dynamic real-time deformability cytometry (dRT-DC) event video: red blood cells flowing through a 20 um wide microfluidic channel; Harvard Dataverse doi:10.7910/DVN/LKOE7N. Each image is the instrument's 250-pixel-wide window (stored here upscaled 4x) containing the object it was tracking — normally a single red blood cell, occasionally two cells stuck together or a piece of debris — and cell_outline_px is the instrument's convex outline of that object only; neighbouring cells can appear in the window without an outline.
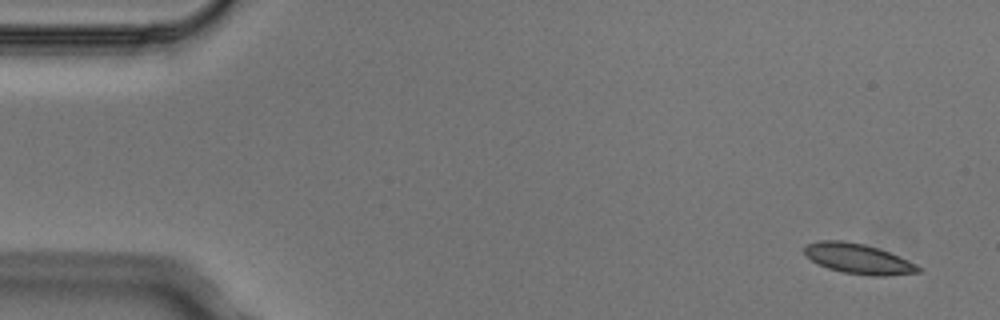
{"species": "Egyptian fruit bat (a non-hibernating species)", "species_latin": "Rousettus aegyptiacus", "temperature_condition": "cold", "stored_images_in_passage": 6, "camera_frame_rate_fps": 3000, "um_per_image_px": 0.085, "animal": {"sex": "male"}, "frame": {"image": 1, "passage_image": 1, "time_ms": 0.0, "image_size_px": [1000, 320], "cell_outline_px": [[924, 268], [920, 272], [884, 276], [868, 276], [844, 272], [828, 268], [812, 260], [804, 252], [804, 248], [808, 244], [820, 240], [840, 240], [864, 244], [888, 252], [916, 264]], "centroid_in_image_um": [72.98, 22.0], "position_along_channel_um": 12.0, "area_um2": 19.71}}
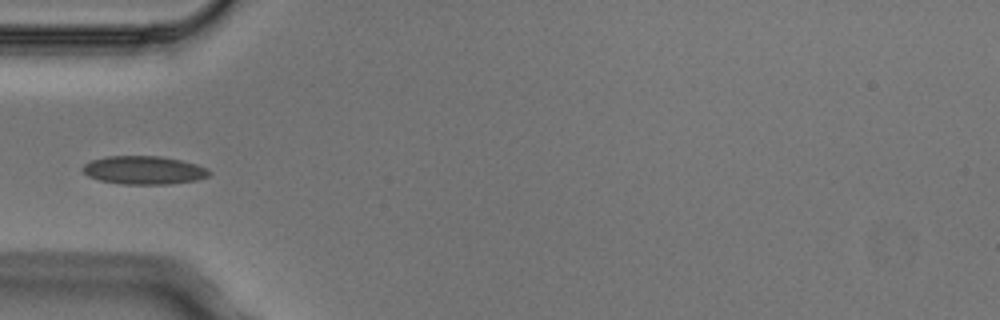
{"frame": {"image": 2, "passage_image": 5, "time_ms": 1.333, "image_size_px": [1000, 320], "cell_outline_px": [[212, 172], [208, 176], [196, 180], [168, 184], [120, 184], [100, 180], [88, 176], [80, 168], [84, 164], [92, 160], [108, 156], [160, 156], [180, 160], [196, 164], [208, 168]], "centroid_in_image_um": [12.23, 14.46], "position_along_channel_um": 72.8, "area_um2": 20.87}}
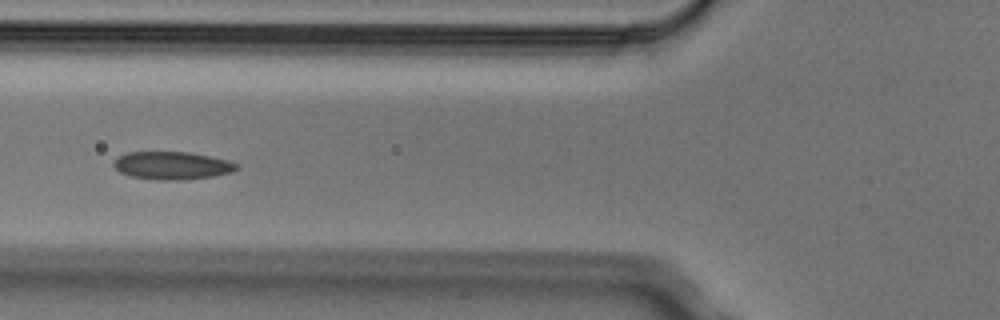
{"frame": {"image": 3, "passage_image": 6, "time_ms": 1.667, "image_size_px": [1000, 320], "cell_outline_px": [[240, 168], [232, 172], [212, 176], [184, 180], [156, 180], [128, 176], [120, 172], [112, 164], [112, 160], [128, 152], [188, 152], [228, 160], [240, 164]], "centroid_in_image_um": [14.63, 14.08], "position_along_channel_um": 111.2, "area_um2": 20.11}}